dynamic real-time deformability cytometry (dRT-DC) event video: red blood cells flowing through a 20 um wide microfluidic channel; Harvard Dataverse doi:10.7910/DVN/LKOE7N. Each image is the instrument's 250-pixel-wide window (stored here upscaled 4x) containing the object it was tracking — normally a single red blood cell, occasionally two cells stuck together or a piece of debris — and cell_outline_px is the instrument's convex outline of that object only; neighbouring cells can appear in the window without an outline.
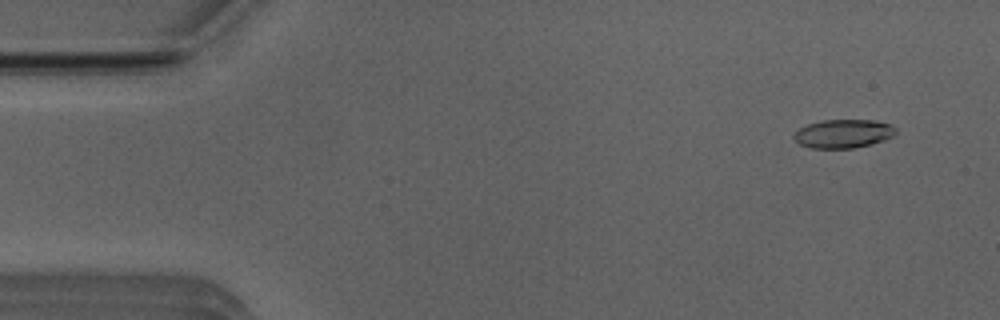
{"species": "Egyptian fruit bat (a non-hibernating species)", "species_latin": "Rousettus aegyptiacus", "temperature_condition": "room temperature", "stored_images_in_passage": 52, "camera_frame_rate_fps": 3000, "um_per_image_px": 0.085, "animal": {"sex": "male"}, "frame": {"image": 1, "passage_image": 4, "time_ms": 1.0, "image_size_px": [1000, 320], "cell_outline_px": [[896, 132], [892, 136], [884, 140], [852, 148], [812, 148], [800, 144], [792, 136], [800, 128], [808, 124], [824, 120], [872, 120], [888, 124], [896, 128]], "centroid_in_image_um": [71.67, 11.36], "position_along_channel_um": 13.3, "area_um2": 16.65}}
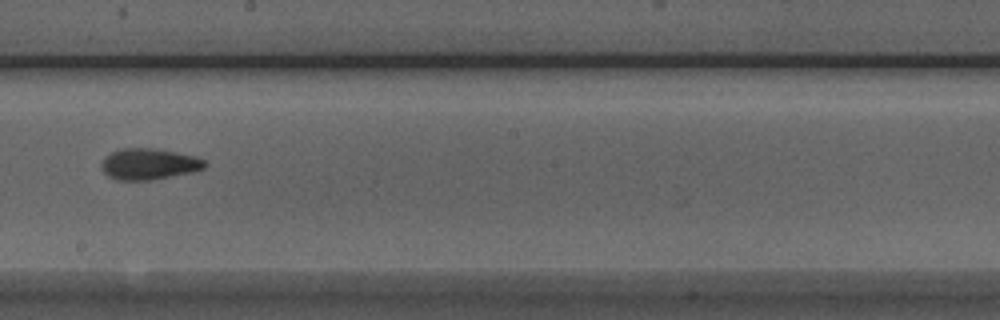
{"frame": {"image": 2, "passage_image": 29, "time_ms": 9.333, "image_size_px": [1000, 320], "cell_outline_px": [[208, 164], [204, 168], [196, 172], [152, 180], [116, 180], [108, 176], [100, 168], [100, 164], [104, 156], [120, 148], [152, 148], [176, 152], [196, 156], [204, 160]], "centroid_in_image_um": [12.66, 13.95], "position_along_channel_um": 235.5, "area_um2": 19.13}}
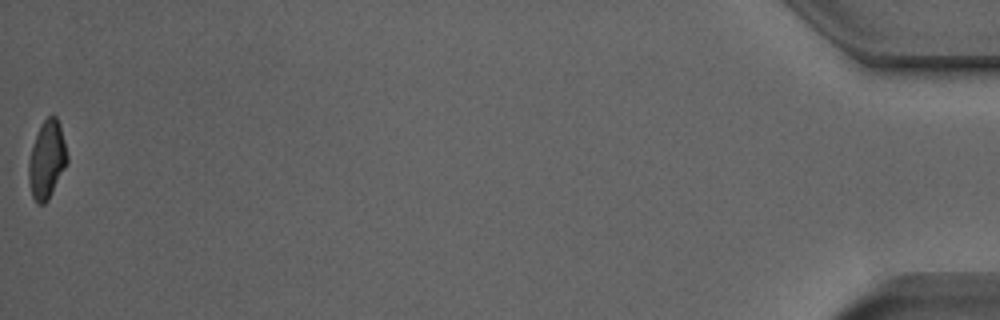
{"frame": {"image": 3, "passage_image": 52, "time_ms": 17.0, "image_size_px": [1000, 320], "cell_outline_px": [[68, 160], [48, 200], [44, 204], [36, 204], [32, 196], [28, 180], [28, 160], [40, 124], [48, 116], [56, 116], [60, 124], [68, 156]], "centroid_in_image_um": [3.97, 13.58], "position_along_channel_um": 431.2, "area_um2": 17.34}, "authors_computed_cell_mechanics": {"area_um2": 17.8602, "velocity_mm_per_s": 3.9527, "shape_relaxation_time_tau1_ms": 5.7336, "shape_relaxation_time_tau2_ms": 2.789, "deformation_change_tau1": 0.1747, "deformation_change_tau2": 0.1002}}